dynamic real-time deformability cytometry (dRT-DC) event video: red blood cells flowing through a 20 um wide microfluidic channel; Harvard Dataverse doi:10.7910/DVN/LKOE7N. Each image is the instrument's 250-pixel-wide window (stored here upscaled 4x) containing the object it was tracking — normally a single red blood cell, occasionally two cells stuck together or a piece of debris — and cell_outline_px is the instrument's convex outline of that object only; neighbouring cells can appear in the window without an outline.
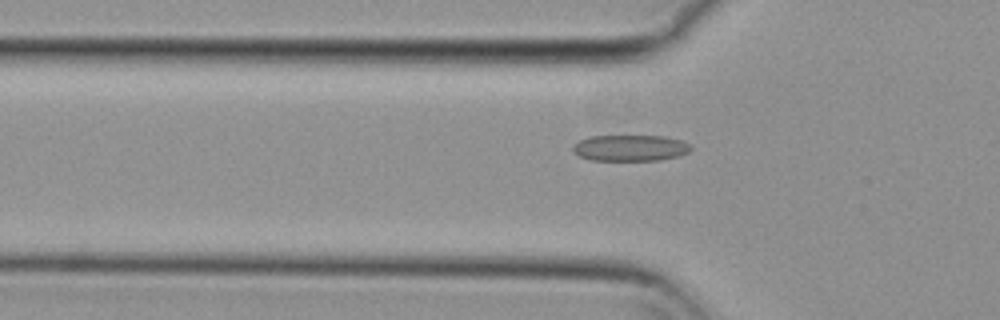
{"species": "common noctule bat (a hibernating species)", "species_latin": "Nyctalus noctula", "temperature_condition": "cold", "stored_images_in_passage": 40, "camera_frame_rate_fps": 3000, "um_per_image_px": 0.085, "animal": {"sex": "female", "body_mass_g": 29.2, "forearm_length_mm": 56.3}, "frame": {"image": 1, "passage_image": 9, "time_ms": 2.667, "image_size_px": [1000, 320], "cell_outline_px": [[692, 148], [688, 152], [676, 156], [660, 160], [592, 160], [580, 156], [572, 152], [572, 144], [588, 136], [664, 136], [680, 140], [688, 144]], "centroid_in_image_um": [53.51, 12.57], "position_along_channel_um": 72.3, "area_um2": 17.92}}
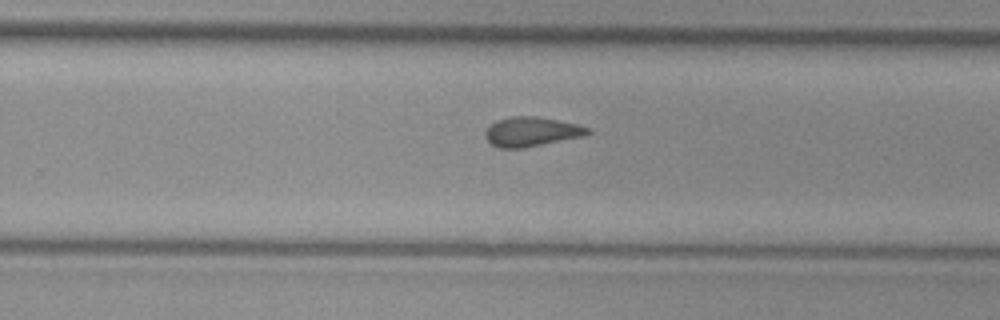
{"frame": {"image": 2, "passage_image": 26, "time_ms": 8.333, "image_size_px": [1000, 320], "cell_outline_px": [[592, 132], [584, 136], [524, 148], [496, 148], [484, 136], [484, 132], [496, 120], [512, 116], [536, 116], [576, 124], [592, 128]], "centroid_in_image_um": [45.18, 11.2], "position_along_channel_um": 284.6, "area_um2": 17.63}}
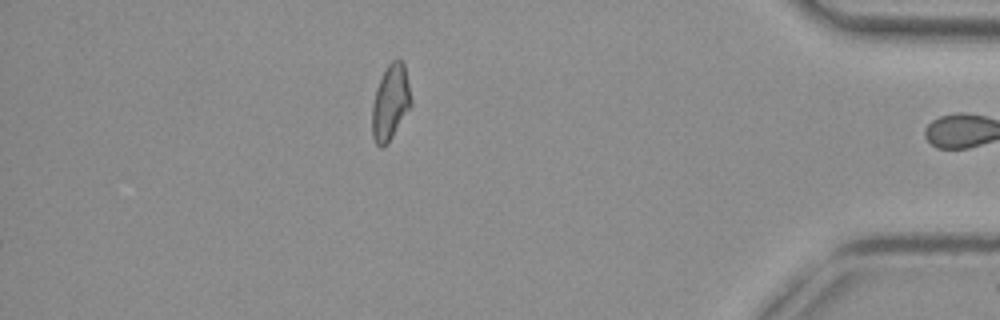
{"frame": {"image": 3, "passage_image": 39, "time_ms": 12.667, "image_size_px": [1000, 320], "cell_outline_px": [[412, 104], [388, 144], [380, 148], [376, 144], [372, 136], [372, 104], [376, 88], [388, 64], [392, 60], [400, 60], [404, 64], [412, 100]], "centroid_in_image_um": [33.18, 8.74], "position_along_channel_um": 402.0, "area_um2": 17.05}, "authors_computed_cell_mechanics": {"area_um2": 17.7157, "velocity_mm_per_s": 3.741, "shape_relaxation_time_tau1_ms": null, "shape_relaxation_time_tau2_ms": 3.066, "deformation_change_tau1": null, "deformation_change_tau2": 0.1214}}